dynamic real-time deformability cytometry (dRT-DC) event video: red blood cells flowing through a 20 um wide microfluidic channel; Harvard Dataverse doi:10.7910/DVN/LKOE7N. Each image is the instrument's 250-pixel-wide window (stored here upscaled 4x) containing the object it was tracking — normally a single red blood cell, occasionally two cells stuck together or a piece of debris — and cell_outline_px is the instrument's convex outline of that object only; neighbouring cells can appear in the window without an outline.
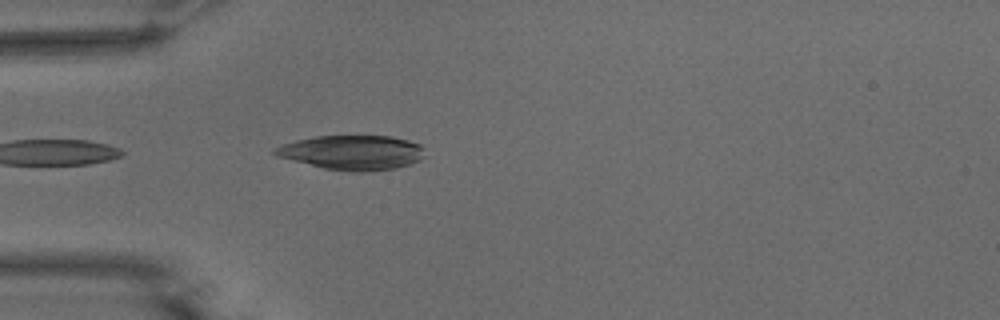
{"species": "common noctule bat (a hibernating species)", "species_latin": "Nyctalus noctula", "temperature_condition": "warm", "stored_images_in_passage": 9, "camera_frame_rate_fps": 3000, "um_per_image_px": 0.085, "animal": {"sex": "male", "body_mass_g": 15.6}, "frame": {"image": 1, "passage_image": 1, "time_ms": 0.0, "image_size_px": [1000, 320], "cell_outline_px": [[424, 156], [420, 160], [396, 168], [372, 172], [352, 172], [324, 168], [276, 156], [272, 152], [276, 148], [284, 144], [296, 140], [316, 136], [392, 136], [408, 140], [420, 144], [424, 148]], "centroid_in_image_um": [29.98, 12.97], "position_along_channel_um": 55.0, "area_um2": 30.17}}